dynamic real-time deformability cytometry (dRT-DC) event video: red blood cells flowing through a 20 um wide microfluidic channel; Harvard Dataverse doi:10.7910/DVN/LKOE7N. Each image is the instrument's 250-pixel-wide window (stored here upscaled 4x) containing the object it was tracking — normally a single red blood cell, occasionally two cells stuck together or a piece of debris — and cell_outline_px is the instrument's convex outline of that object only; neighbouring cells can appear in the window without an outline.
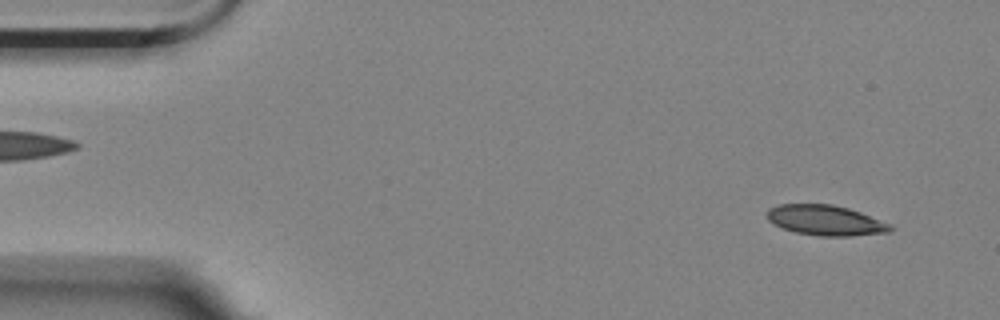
{"species": "Egyptian fruit bat (a non-hibernating species)", "species_latin": "Rousettus aegyptiacus", "temperature_condition": "room temperature", "stored_images_in_passage": 5, "camera_frame_rate_fps": 3000, "um_per_image_px": 0.085, "animal": {"sex": "female"}, "frame": {"image": 1, "passage_image": 2, "time_ms": 0.333, "image_size_px": [1000, 320], "cell_outline_px": [[896, 228], [888, 232], [852, 236], [820, 236], [796, 232], [784, 228], [768, 220], [768, 208], [780, 204], [832, 204], [848, 208], [860, 212], [892, 224]], "centroid_in_image_um": [70.23, 18.72], "position_along_channel_um": 14.8, "area_um2": 21.68}}
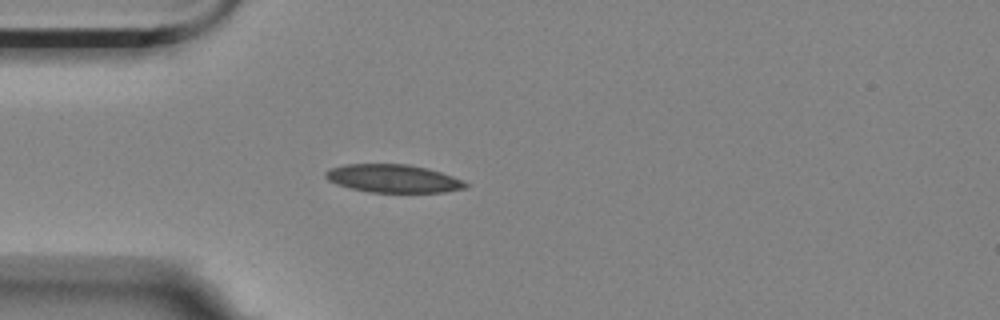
{"frame": {"image": 2, "passage_image": 5, "time_ms": 1.333, "image_size_px": [1000, 320], "cell_outline_px": [[468, 188], [444, 192], [368, 192], [336, 184], [328, 180], [324, 176], [324, 172], [328, 168], [344, 164], [408, 164], [428, 168], [452, 176], [468, 184]], "centroid_in_image_um": [33.38, 15.17], "position_along_channel_um": 51.6, "area_um2": 22.95}}